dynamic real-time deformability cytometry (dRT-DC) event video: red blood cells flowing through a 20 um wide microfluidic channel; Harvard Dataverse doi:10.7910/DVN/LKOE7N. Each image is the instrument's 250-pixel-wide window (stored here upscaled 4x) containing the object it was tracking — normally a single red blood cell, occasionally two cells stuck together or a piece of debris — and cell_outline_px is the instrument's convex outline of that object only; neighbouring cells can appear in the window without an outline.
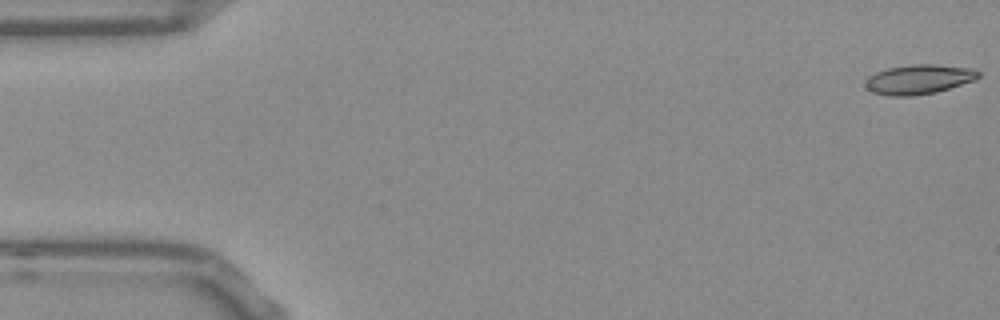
{"species": "Egyptian fruit bat (a non-hibernating species)", "species_latin": "Rousettus aegyptiacus", "temperature_condition": "room temperature", "stored_images_in_passage": 53, "camera_frame_rate_fps": 3000, "um_per_image_px": 0.085, "frame": {"image": 1, "passage_image": 1, "time_ms": 0.0, "image_size_px": [1000, 320], "cell_outline_px": [[980, 76], [976, 80], [936, 92], [912, 96], [888, 96], [872, 92], [864, 84], [864, 80], [868, 76], [876, 72], [888, 68], [912, 64], [932, 64], [968, 68], [980, 72]], "centroid_in_image_um": [78.07, 6.75], "position_along_channel_um": 6.9, "area_um2": 19.48}}
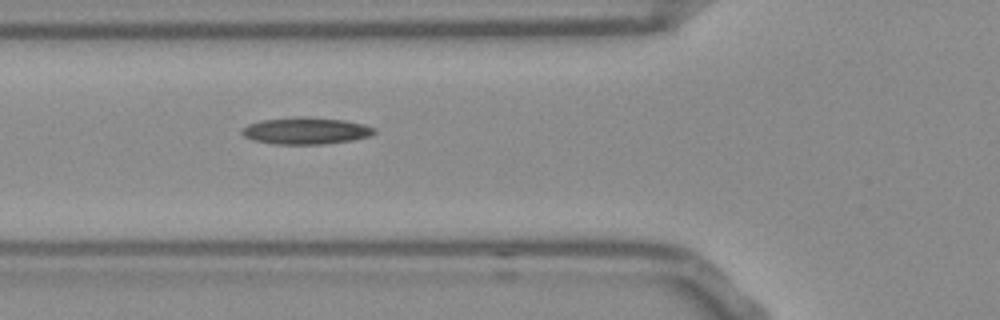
{"frame": {"image": 2, "passage_image": 19, "time_ms": 6.0, "image_size_px": [1000, 320], "cell_outline_px": [[376, 132], [372, 136], [352, 140], [324, 144], [272, 144], [252, 140], [244, 136], [240, 132], [248, 124], [260, 120], [296, 116], [308, 116], [344, 120], [364, 124], [376, 128]], "centroid_in_image_um": [26.01, 11.11], "position_along_channel_um": 99.8, "area_um2": 21.04}}
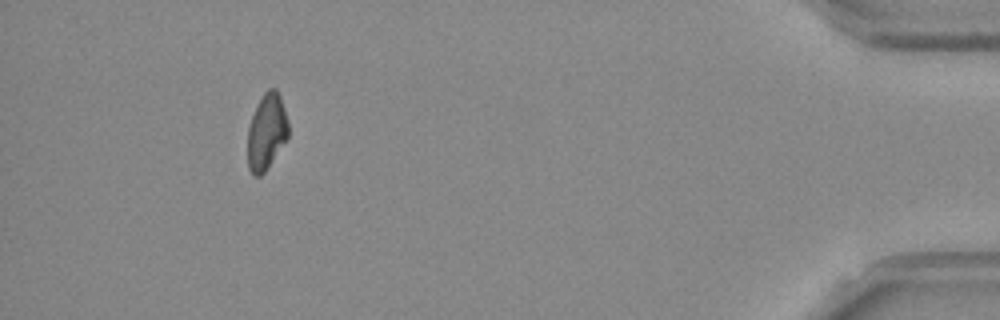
{"frame": {"image": 3, "passage_image": 49, "time_ms": 16.0, "image_size_px": [1000, 320], "cell_outline_px": [[288, 140], [268, 168], [260, 176], [256, 176], [248, 168], [248, 124], [264, 92], [268, 88], [276, 88], [280, 96], [288, 120]], "centroid_in_image_um": [22.68, 11.22], "position_along_channel_um": 412.5, "area_um2": 18.15}}